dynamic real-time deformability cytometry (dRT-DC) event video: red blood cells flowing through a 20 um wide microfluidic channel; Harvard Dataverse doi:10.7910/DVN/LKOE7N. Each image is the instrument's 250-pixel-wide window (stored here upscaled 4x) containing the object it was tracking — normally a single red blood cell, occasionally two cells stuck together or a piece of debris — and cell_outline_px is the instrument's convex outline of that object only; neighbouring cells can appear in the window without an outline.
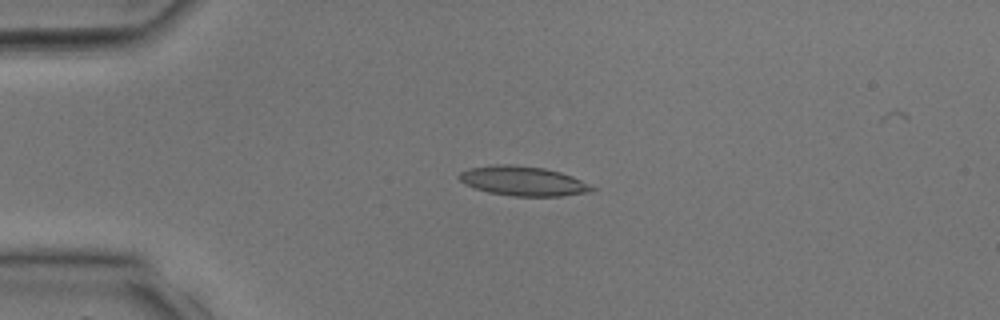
{"species": "common noctule bat (a hibernating species)", "species_latin": "Nyctalus noctula", "temperature_condition": "room temperature", "stored_images_in_passage": 33, "camera_frame_rate_fps": 3000, "um_per_image_px": 0.085, "animal": {"sex": "male", "body_mass_g": 17.9, "forearm_length_mm": 54.2}, "frame": {"image": 1, "passage_image": 8, "time_ms": 2.333, "image_size_px": [1000, 320], "cell_outline_px": [[596, 188], [592, 192], [560, 196], [512, 196], [488, 192], [464, 184], [456, 176], [460, 172], [468, 168], [496, 164], [512, 164], [544, 168], [560, 172], [572, 176]], "centroid_in_image_um": [44.43, 15.38], "position_along_channel_um": 40.6, "area_um2": 22.89}}
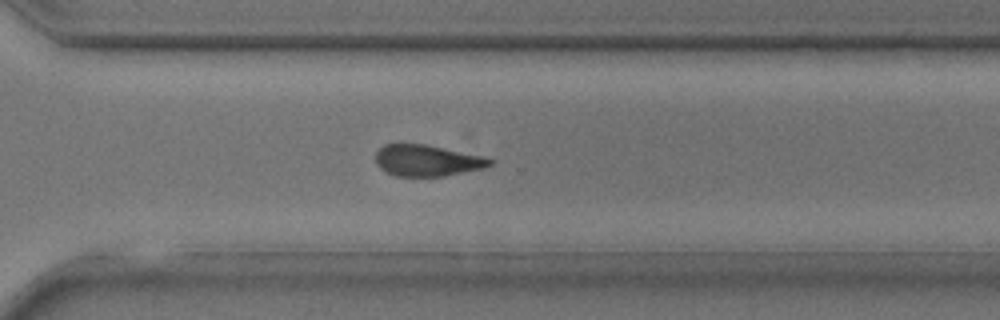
{"frame": {"image": 2, "passage_image": 24, "time_ms": 7.667, "image_size_px": [1000, 320], "cell_outline_px": [[492, 164], [484, 168], [444, 176], [396, 176], [380, 168], [376, 164], [376, 152], [384, 144], [424, 144], [484, 156], [492, 160]], "centroid_in_image_um": [36.3, 13.64], "position_along_channel_um": 334.3, "area_um2": 20.69}}
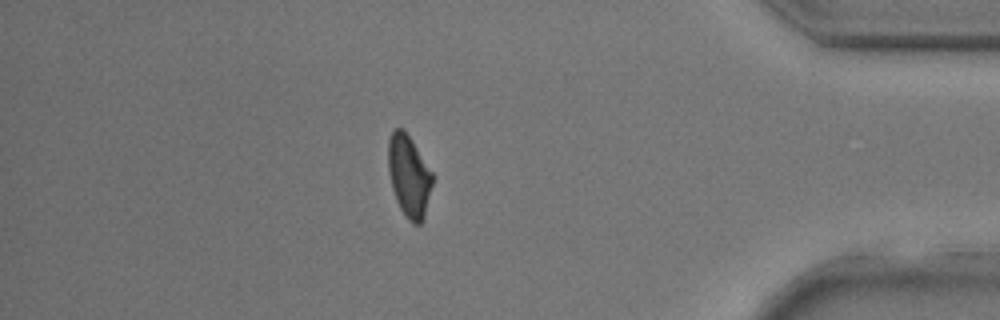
{"frame": {"image": 3, "passage_image": 29, "time_ms": 9.333, "image_size_px": [1000, 320], "cell_outline_px": [[432, 184], [424, 216], [420, 224], [412, 224], [408, 220], [400, 208], [396, 200], [392, 188], [388, 172], [388, 140], [392, 132], [396, 128], [404, 128], [432, 172]], "centroid_in_image_um": [34.74, 14.95], "position_along_channel_um": 400.5, "area_um2": 20.92}}